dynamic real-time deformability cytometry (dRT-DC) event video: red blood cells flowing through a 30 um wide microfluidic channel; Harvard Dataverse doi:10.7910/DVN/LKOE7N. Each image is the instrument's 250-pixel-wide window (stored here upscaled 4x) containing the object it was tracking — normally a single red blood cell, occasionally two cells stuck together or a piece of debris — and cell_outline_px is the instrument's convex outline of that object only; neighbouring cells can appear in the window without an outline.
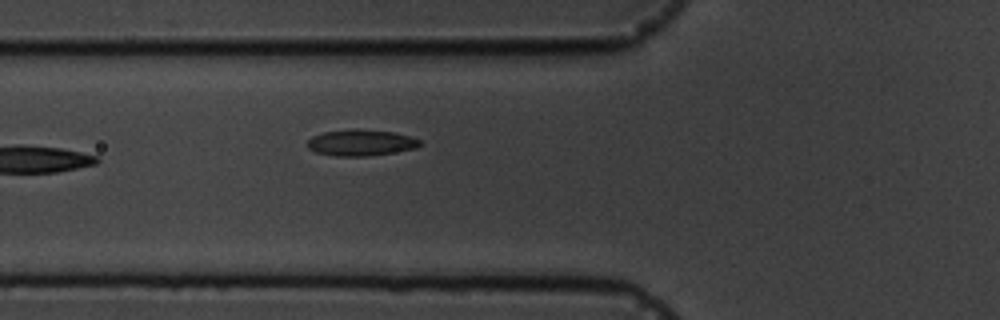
{"species": "common noctule bat (a hibernating species)", "species_latin": "Nyctalus noctula", "temperature_condition": "cold", "stored_images_in_passage": 7, "camera_frame_rate_fps": 3000, "um_per_image_px": 0.085, "animal": {"sex": "male", "body_mass_g": 19.5, "forearm_length_mm": 54.6}, "frame": {"image": 1, "passage_image": 7, "time_ms": 7.0, "image_size_px": [1000, 320], "cell_outline_px": [[424, 144], [416, 148], [368, 156], [336, 156], [316, 152], [308, 148], [304, 144], [312, 136], [324, 132], [352, 128], [356, 128], [392, 132], [408, 136], [420, 140]], "centroid_in_image_um": [30.64, 12.12], "position_along_channel_um": 95.2, "area_um2": 17.28}}